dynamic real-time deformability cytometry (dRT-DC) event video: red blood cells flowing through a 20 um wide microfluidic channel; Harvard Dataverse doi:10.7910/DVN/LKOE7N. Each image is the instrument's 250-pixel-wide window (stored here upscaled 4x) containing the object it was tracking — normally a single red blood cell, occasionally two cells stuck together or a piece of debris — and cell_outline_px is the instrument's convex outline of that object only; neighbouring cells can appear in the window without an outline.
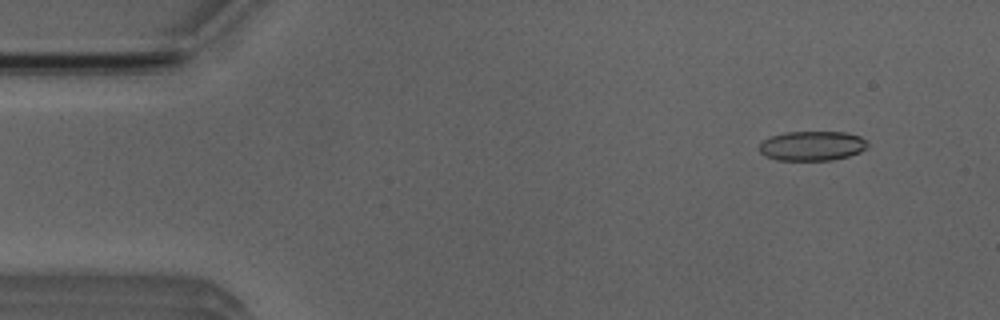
{"species": "Egyptian fruit bat (a non-hibernating species)", "species_latin": "Rousettus aegyptiacus", "temperature_condition": "room temperature", "stored_images_in_passage": 52, "camera_frame_rate_fps": 3000, "um_per_image_px": 0.085, "animal": {"sex": "male"}, "frame": {"image": 1, "passage_image": 5, "time_ms": 1.333, "image_size_px": [1000, 320], "cell_outline_px": [[868, 148], [860, 152], [848, 156], [832, 160], [776, 160], [764, 156], [760, 152], [760, 144], [764, 140], [772, 136], [784, 132], [844, 132], [860, 136], [868, 144]], "centroid_in_image_um": [69.03, 12.4], "position_along_channel_um": 16.0, "area_um2": 18.67}}
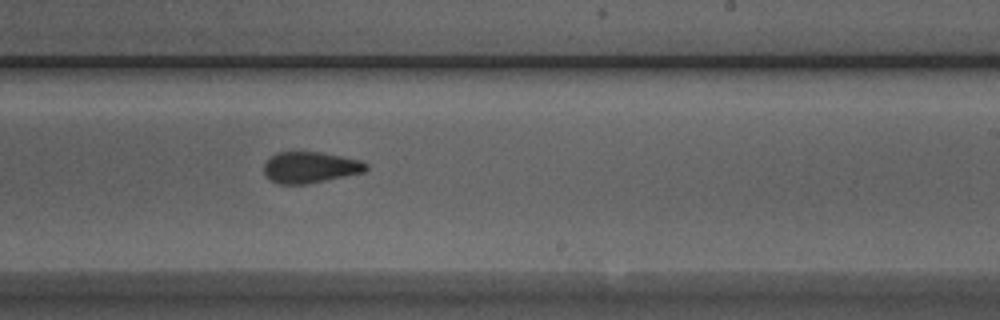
{"frame": {"image": 2, "passage_image": 31, "time_ms": 10.0, "image_size_px": [1000, 320], "cell_outline_px": [[368, 168], [364, 172], [308, 184], [280, 184], [272, 180], [264, 172], [264, 164], [276, 152], [320, 152], [360, 160], [368, 164]], "centroid_in_image_um": [26.39, 14.23], "position_along_channel_um": 262.6, "area_um2": 18.38}}
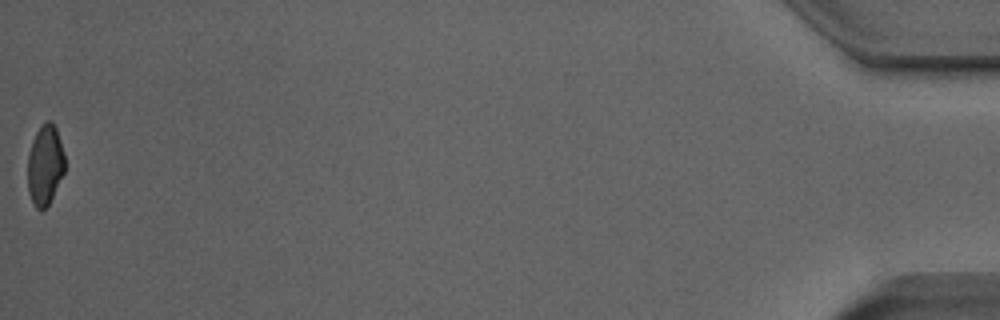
{"frame": {"image": 3, "passage_image": 52, "time_ms": 17.0, "image_size_px": [1000, 320], "cell_outline_px": [[64, 172], [48, 204], [40, 212], [36, 208], [28, 192], [28, 156], [32, 140], [36, 132], [44, 120], [52, 120], [56, 128], [64, 152]], "centroid_in_image_um": [3.82, 13.98], "position_along_channel_um": 431.4, "area_um2": 17.28}, "authors_computed_cell_mechanics": {"area_um2": 19.1896, "velocity_mm_per_s": 3.9404, "shape_relaxation_time_tau1_ms": 10.4056, "shape_relaxation_time_tau2_ms": 1.9526, "deformation_change_tau1": 0.1735, "deformation_change_tau2": 0.0831}}